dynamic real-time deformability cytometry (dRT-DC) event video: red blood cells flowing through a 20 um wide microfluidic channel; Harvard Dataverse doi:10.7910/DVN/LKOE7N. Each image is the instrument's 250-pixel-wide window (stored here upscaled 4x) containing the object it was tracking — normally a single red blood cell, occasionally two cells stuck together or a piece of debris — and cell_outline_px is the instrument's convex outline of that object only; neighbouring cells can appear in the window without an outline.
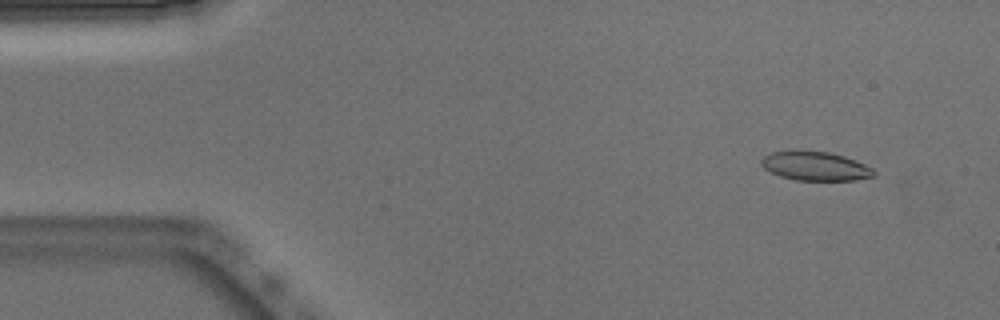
{"species": "Egyptian fruit bat (a non-hibernating species)", "species_latin": "Rousettus aegyptiacus", "temperature_condition": "warm", "stored_images_in_passage": 52, "camera_frame_rate_fps": 3000, "um_per_image_px": 0.085, "animal": {"sex": "male"}, "frame": {"image": 1, "passage_image": 5, "time_ms": 1.333, "image_size_px": [1000, 320], "cell_outline_px": [[876, 176], [856, 180], [796, 180], [780, 176], [764, 168], [760, 164], [760, 160], [764, 156], [772, 152], [828, 152], [844, 156], [864, 164], [872, 168], [876, 172]], "centroid_in_image_um": [69.33, 14.14], "position_along_channel_um": 15.7, "area_um2": 18.61}}
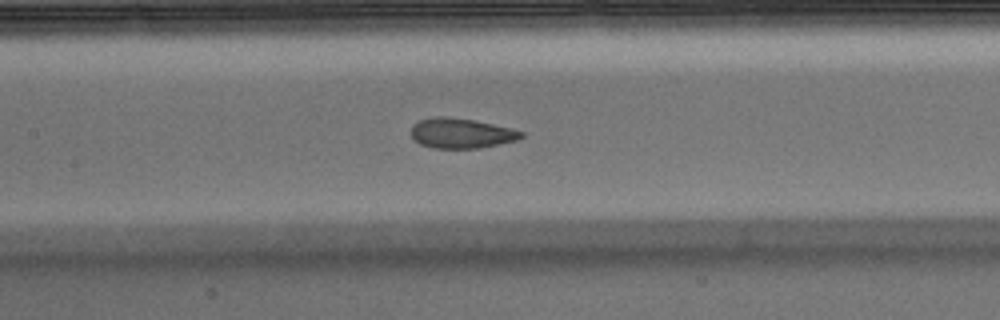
{"frame": {"image": 2, "passage_image": 24, "time_ms": 7.667, "image_size_px": [1000, 320], "cell_outline_px": [[524, 136], [520, 140], [480, 148], [432, 148], [420, 144], [412, 140], [412, 124], [420, 120], [432, 116], [448, 116], [476, 120], [512, 128], [524, 132]], "centroid_in_image_um": [39.22, 11.32], "position_along_channel_um": 168.2, "area_um2": 19.71}}
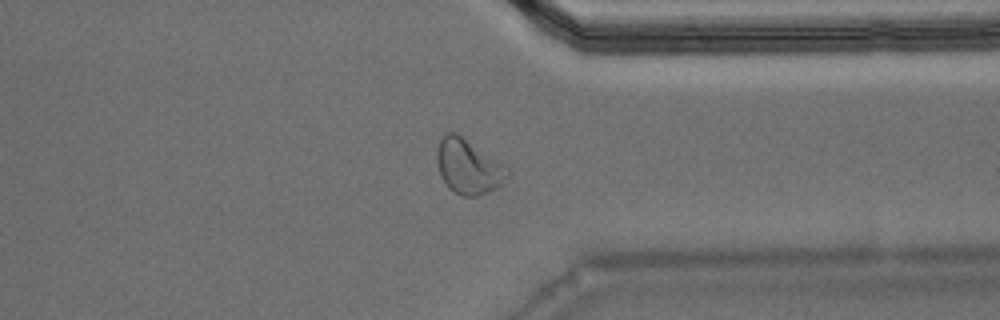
{"frame": {"image": 3, "passage_image": 40, "time_ms": 13.0, "image_size_px": [1000, 320], "cell_outline_px": [[512, 172], [496, 188], [488, 192], [476, 196], [460, 196], [448, 188], [440, 176], [436, 164], [436, 148], [444, 132], [456, 132], [508, 164]], "centroid_in_image_um": [39.82, 14.13], "position_along_channel_um": 371.6, "area_um2": 23.35}, "authors_computed_cell_mechanics": {"area_um2": 20.2589, "velocity_mm_per_s": 3.8704, "shape_relaxation_time_tau1_ms": null, "shape_relaxation_time_tau2_ms": 1.099, "deformation_change_tau1": null, "deformation_change_tau2": 0.0636}}